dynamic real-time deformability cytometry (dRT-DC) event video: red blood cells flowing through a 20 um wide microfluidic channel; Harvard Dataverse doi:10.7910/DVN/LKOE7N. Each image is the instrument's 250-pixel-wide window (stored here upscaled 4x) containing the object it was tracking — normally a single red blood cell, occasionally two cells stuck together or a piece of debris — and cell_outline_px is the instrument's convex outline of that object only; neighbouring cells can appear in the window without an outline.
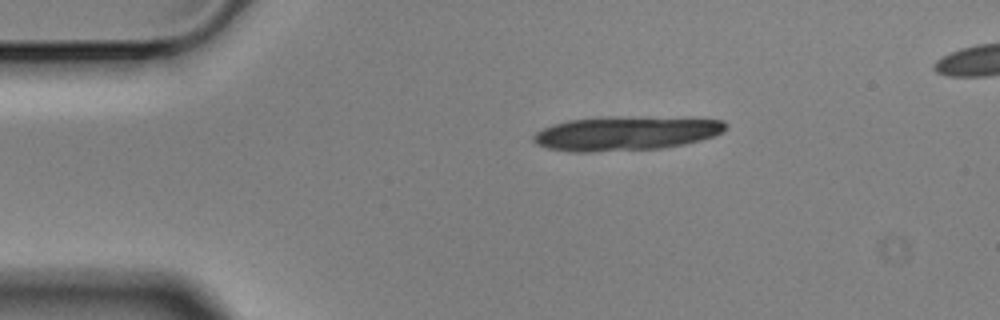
{"species": "Egyptian fruit bat (a non-hibernating species)", "species_latin": "Rousettus aegyptiacus", "temperature_condition": "cold", "stored_images_in_passage": 9, "camera_frame_rate_fps": 3000, "um_per_image_px": 0.085, "animal": {"sex": "male"}, "frame": {"image": 1, "passage_image": 1, "time_ms": 0.0, "image_size_px": [1000, 320], "cell_outline_px": [[728, 124], [724, 132], [700, 140], [684, 144], [660, 148], [588, 152], [568, 152], [548, 148], [536, 144], [532, 140], [532, 136], [536, 132], [544, 128], [568, 120], [616, 116], [724, 120]], "centroid_in_image_um": [53.17, 11.34], "position_along_channel_um": 31.8, "area_um2": 38.03}}